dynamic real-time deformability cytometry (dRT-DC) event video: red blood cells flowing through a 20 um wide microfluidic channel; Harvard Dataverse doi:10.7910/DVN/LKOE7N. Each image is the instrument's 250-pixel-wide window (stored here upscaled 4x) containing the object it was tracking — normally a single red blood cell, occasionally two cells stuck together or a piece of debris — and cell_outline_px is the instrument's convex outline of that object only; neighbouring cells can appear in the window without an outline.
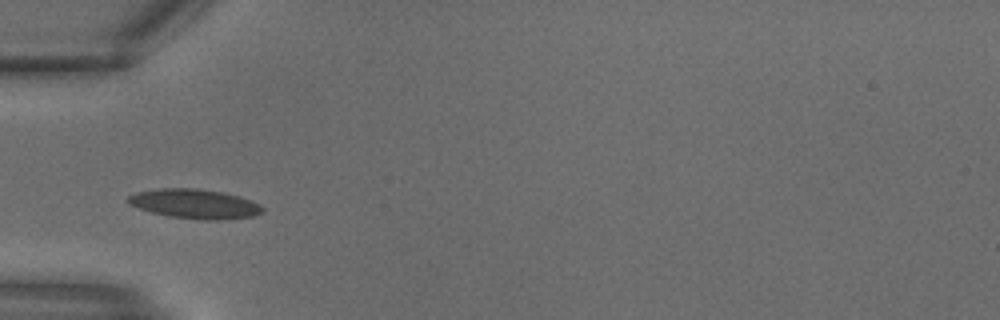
{"species": "common noctule bat (a hibernating species)", "species_latin": "Nyctalus noctula", "temperature_condition": "warm", "stored_images_in_passage": 10, "camera_frame_rate_fps": 3000, "um_per_image_px": 0.085, "animal": {"sex": "male", "body_mass_g": 18.8}, "frame": {"image": 1, "passage_image": 5, "time_ms": 1.333, "image_size_px": [1000, 320], "cell_outline_px": [[264, 212], [256, 216], [220, 220], [204, 220], [168, 216], [152, 212], [128, 204], [128, 196], [136, 192], [160, 188], [200, 188], [224, 192], [240, 196], [252, 200], [260, 204], [264, 208]], "centroid_in_image_um": [16.61, 17.32], "position_along_channel_um": 68.4, "area_um2": 23.35}}
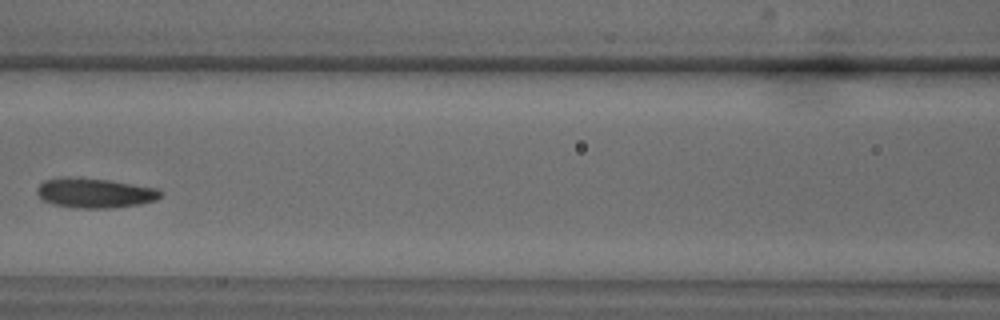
{"frame": {"image": 2, "passage_image": 9, "time_ms": 2.667, "image_size_px": [1000, 320], "cell_outline_px": [[164, 192], [156, 200], [140, 204], [108, 208], [76, 208], [52, 204], [44, 200], [36, 192], [36, 188], [44, 180], [60, 176], [72, 176], [108, 180], [160, 188]], "centroid_in_image_um": [8.05, 16.38], "position_along_channel_um": 158.5, "area_um2": 21.73}}